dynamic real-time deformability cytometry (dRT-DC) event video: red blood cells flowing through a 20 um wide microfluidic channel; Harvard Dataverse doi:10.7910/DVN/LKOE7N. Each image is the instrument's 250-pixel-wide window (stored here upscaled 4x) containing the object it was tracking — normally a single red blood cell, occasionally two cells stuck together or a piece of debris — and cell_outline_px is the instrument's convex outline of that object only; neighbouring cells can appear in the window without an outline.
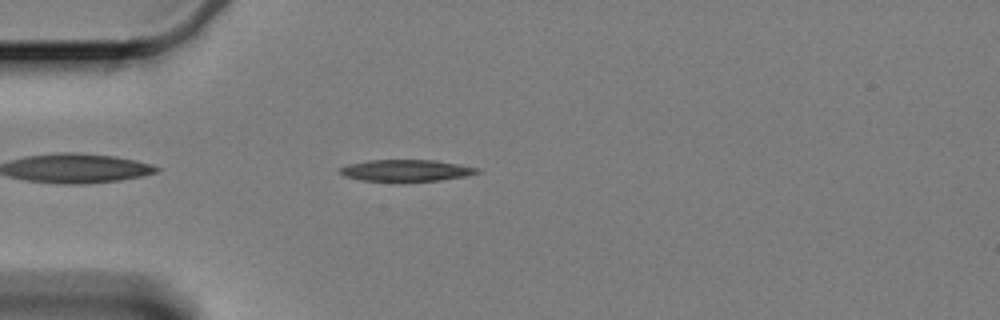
{"species": "Egyptian fruit bat (a non-hibernating species)", "species_latin": "Rousettus aegyptiacus", "temperature_condition": "cold", "stored_images_in_passage": 47, "camera_frame_rate_fps": 3000, "um_per_image_px": 0.085, "animal": {"sex": "female"}, "frame": {"image": 1, "passage_image": 4, "time_ms": 1.0, "image_size_px": [1000, 320], "cell_outline_px": [[480, 172], [468, 176], [440, 180], [360, 180], [344, 176], [340, 172], [340, 168], [348, 164], [368, 160], [436, 160], [460, 164], [480, 168]], "centroid_in_image_um": [34.57, 14.47], "position_along_channel_um": 50.4, "area_um2": 17.05}}
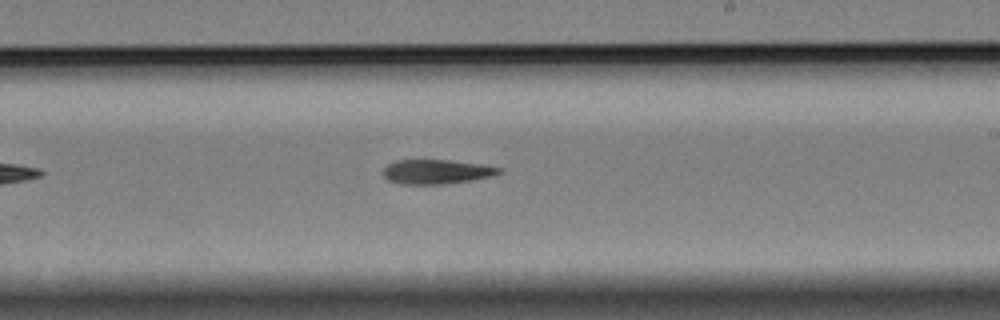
{"frame": {"image": 2, "passage_image": 23, "time_ms": 7.333, "image_size_px": [1000, 320], "cell_outline_px": [[504, 172], [492, 176], [472, 180], [444, 184], [400, 184], [388, 180], [384, 176], [384, 168], [388, 164], [396, 160], [448, 160], [480, 164], [500, 168]], "centroid_in_image_um": [37.11, 14.6], "position_along_channel_um": 251.9, "area_um2": 16.42}}
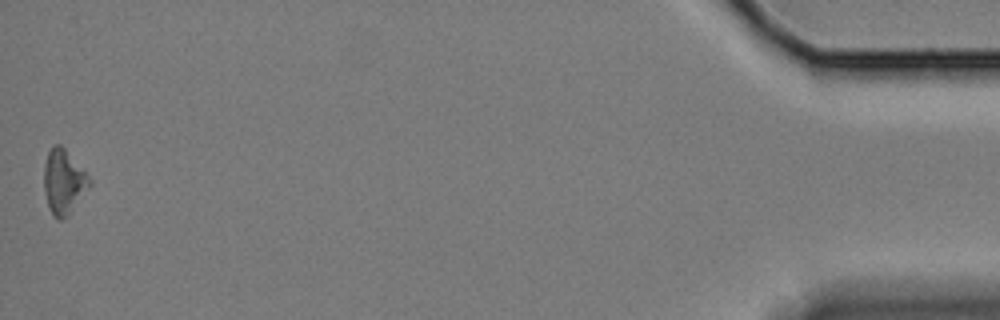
{"frame": {"image": 3, "passage_image": 47, "time_ms": 15.333, "image_size_px": [1000, 320], "cell_outline_px": [[92, 184], [68, 216], [60, 220], [56, 220], [52, 216], [48, 208], [44, 192], [44, 164], [48, 152], [52, 144], [60, 144], [64, 148], [92, 180]], "centroid_in_image_um": [5.39, 15.49], "position_along_channel_um": 429.8, "area_um2": 17.28}, "authors_computed_cell_mechanics": {"area_um2": 17.1666, "velocity_mm_per_s": 3.3482, "shape_relaxation_time_tau1_ms": 10.2515, "shape_relaxation_time_tau2_ms": null, "deformation_change_tau1": 0.1452, "deformation_change_tau2": null}}